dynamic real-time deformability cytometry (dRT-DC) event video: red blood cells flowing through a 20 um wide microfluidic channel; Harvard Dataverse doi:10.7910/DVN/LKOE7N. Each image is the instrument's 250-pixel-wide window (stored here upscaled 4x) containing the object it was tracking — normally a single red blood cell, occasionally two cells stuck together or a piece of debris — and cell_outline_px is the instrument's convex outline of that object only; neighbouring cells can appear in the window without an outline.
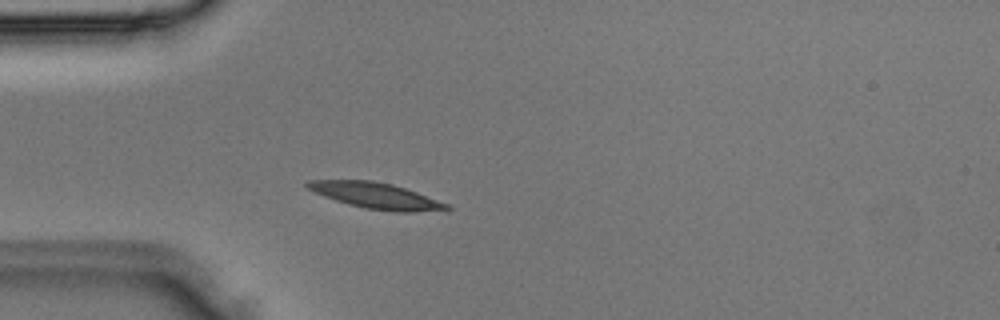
{"species": "Egyptian fruit bat (a non-hibernating species)", "species_latin": "Rousettus aegyptiacus", "temperature_condition": "room temperature", "stored_images_in_passage": 3, "camera_frame_rate_fps": 3000, "um_per_image_px": 0.085, "animal": {"sex": "male"}, "frame": {"image": 1, "passage_image": 3, "time_ms": 0.667, "image_size_px": [1000, 320], "cell_outline_px": [[452, 208], [412, 212], [396, 212], [364, 208], [348, 204], [324, 196], [308, 188], [304, 184], [308, 180], [372, 180], [392, 184], [416, 192], [448, 204]], "centroid_in_image_um": [31.92, 16.62], "position_along_channel_um": 53.1, "area_um2": 20.69}}